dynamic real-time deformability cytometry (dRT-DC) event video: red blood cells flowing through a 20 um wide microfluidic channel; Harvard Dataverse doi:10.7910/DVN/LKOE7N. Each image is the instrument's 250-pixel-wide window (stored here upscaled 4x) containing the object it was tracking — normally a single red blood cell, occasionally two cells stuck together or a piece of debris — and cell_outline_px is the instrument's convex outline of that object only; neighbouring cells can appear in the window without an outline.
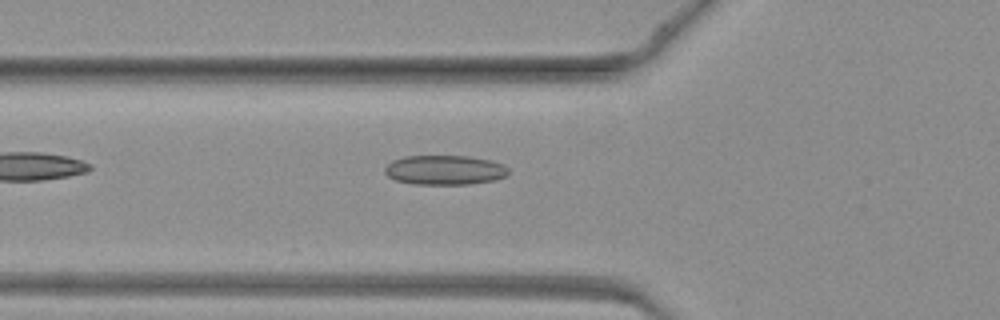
{"species": "common noctule bat (a hibernating species)", "species_latin": "Nyctalus noctula", "temperature_condition": "warm", "stored_images_in_passage": 11, "camera_frame_rate_fps": 3000, "um_per_image_px": 0.085, "animal": {"sex": "female", "body_mass_g": 19.3, "forearm_length_mm": 54.1}, "frame": {"image": 1, "passage_image": 2, "time_ms": 0.333, "image_size_px": [1000, 320], "cell_outline_px": [[508, 176], [496, 180], [468, 184], [412, 184], [396, 180], [388, 176], [384, 172], [384, 168], [392, 160], [404, 156], [468, 156], [492, 160], [504, 164], [508, 168]], "centroid_in_image_um": [37.83, 14.45], "position_along_channel_um": 88.0, "area_um2": 21.5}}
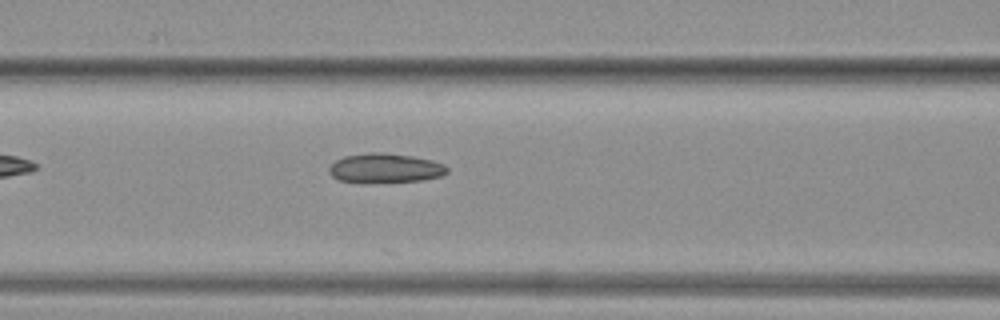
{"frame": {"image": 2, "passage_image": 5, "time_ms": 1.333, "image_size_px": [1000, 320], "cell_outline_px": [[448, 172], [440, 176], [424, 180], [364, 184], [340, 180], [332, 176], [328, 172], [328, 168], [336, 160], [344, 156], [368, 152], [384, 152], [412, 156], [432, 160], [444, 164], [448, 168]], "centroid_in_image_um": [32.72, 14.3], "position_along_channel_um": 133.9, "area_um2": 20.69}}
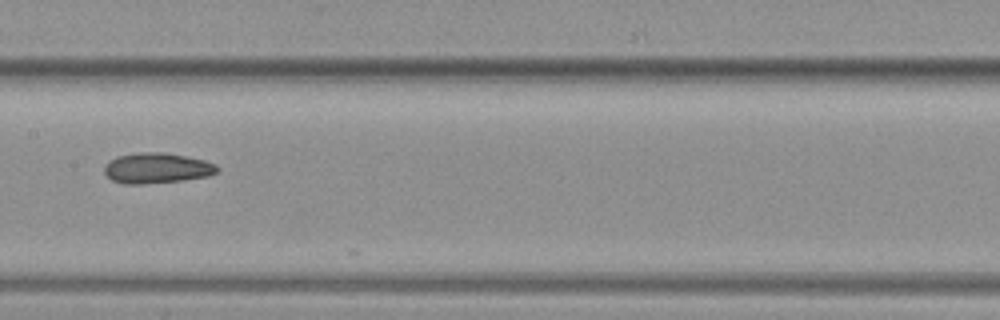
{"frame": {"image": 3, "passage_image": 9, "time_ms": 2.667, "image_size_px": [1000, 320], "cell_outline_px": [[220, 168], [216, 172], [208, 176], [180, 180], [140, 184], [124, 184], [112, 180], [104, 172], [104, 164], [116, 156], [140, 152], [164, 152], [204, 160], [216, 164]], "centroid_in_image_um": [13.3, 14.28], "position_along_channel_um": 194.1, "area_um2": 19.94}}